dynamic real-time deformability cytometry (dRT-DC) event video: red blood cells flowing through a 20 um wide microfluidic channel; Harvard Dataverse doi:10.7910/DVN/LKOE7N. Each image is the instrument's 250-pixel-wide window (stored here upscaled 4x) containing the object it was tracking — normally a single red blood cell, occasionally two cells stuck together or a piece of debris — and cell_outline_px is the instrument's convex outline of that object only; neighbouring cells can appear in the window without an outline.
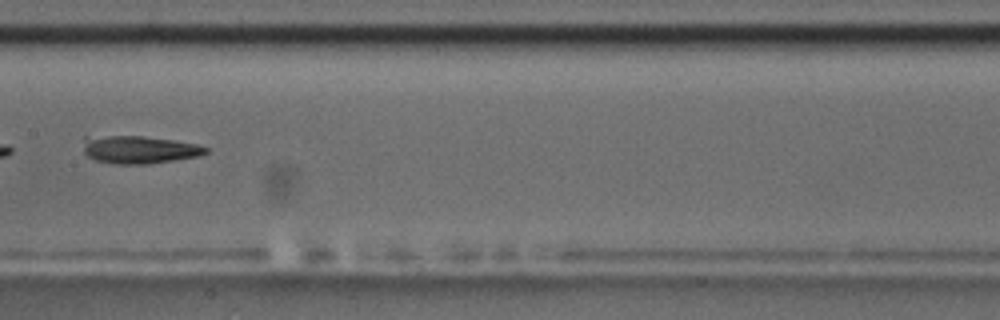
{"species": "common noctule bat (a hibernating species)", "species_latin": "Nyctalus noctula", "temperature_condition": "room temperature", "stored_images_in_passage": 5, "camera_frame_rate_fps": 3000, "um_per_image_px": 0.085, "animal": {"sex": "male", "body_mass_g": 17.5, "forearm_length_mm": 52.3}, "frame": {"image": 1, "passage_image": 5, "time_ms": 4.667, "image_size_px": [1000, 320], "cell_outline_px": [[208, 152], [200, 156], [148, 164], [116, 164], [96, 160], [88, 156], [84, 152], [84, 136], [144, 136], [176, 140], [196, 144], [208, 148]], "centroid_in_image_um": [11.84, 12.71], "position_along_channel_um": 195.6, "area_um2": 19.88}}